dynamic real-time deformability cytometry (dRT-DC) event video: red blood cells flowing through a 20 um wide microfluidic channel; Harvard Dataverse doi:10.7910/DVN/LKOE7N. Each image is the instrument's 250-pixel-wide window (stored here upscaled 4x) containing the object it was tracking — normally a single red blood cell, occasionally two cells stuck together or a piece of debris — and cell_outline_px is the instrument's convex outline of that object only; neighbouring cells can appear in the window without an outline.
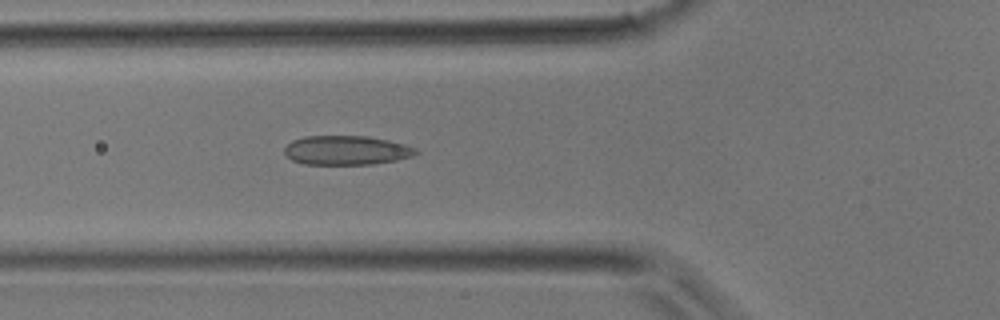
{"species": "common noctule bat (a hibernating species)", "species_latin": "Nyctalus noctula", "temperature_condition": "room temperature", "stored_images_in_passage": 39, "camera_frame_rate_fps": 3000, "um_per_image_px": 0.085, "animal": {"sex": "male", "body_mass_g": 17.9}, "frame": {"image": 1, "passage_image": 14, "time_ms": 4.333, "image_size_px": [1000, 320], "cell_outline_px": [[420, 152], [412, 156], [396, 160], [372, 164], [304, 164], [292, 160], [284, 152], [284, 148], [292, 140], [304, 136], [368, 136], [388, 140], [404, 144], [416, 148]], "centroid_in_image_um": [29.45, 12.77], "position_along_channel_um": 96.4, "area_um2": 22.37}}
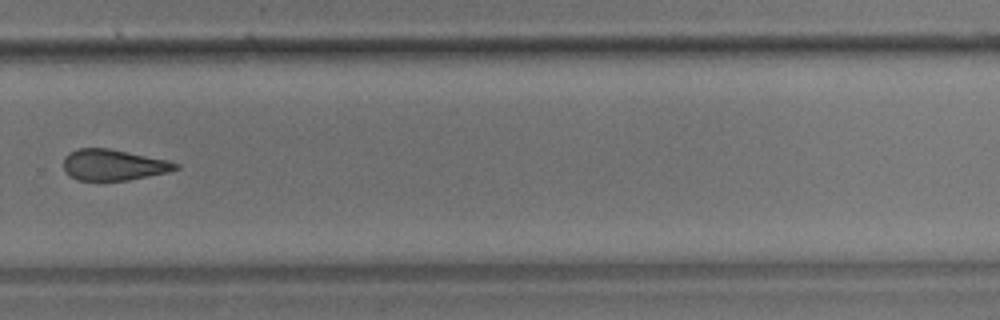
{"frame": {"image": 2, "passage_image": 27, "time_ms": 8.667, "image_size_px": [1000, 320], "cell_outline_px": [[180, 168], [168, 172], [128, 180], [76, 180], [68, 176], [64, 172], [64, 156], [68, 152], [76, 148], [108, 148], [168, 160], [180, 164]], "centroid_in_image_um": [9.61, 14.01], "position_along_channel_um": 320.2, "area_um2": 20.4}}
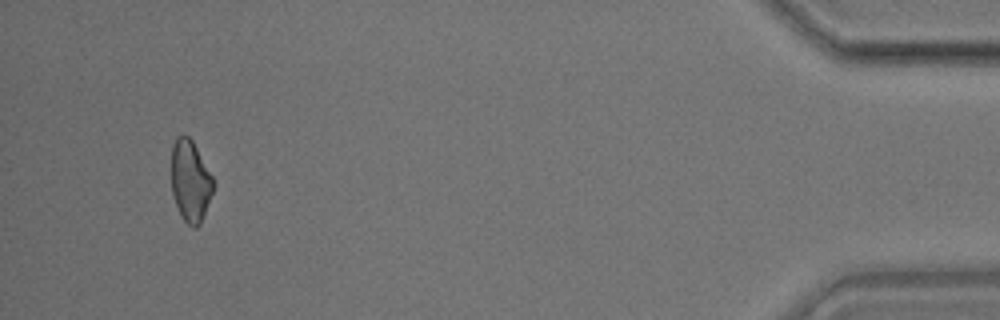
{"frame": {"image": 3, "passage_image": 37, "time_ms": 12.0, "image_size_px": [1000, 320], "cell_outline_px": [[212, 192], [200, 224], [196, 228], [192, 228], [180, 216], [172, 192], [172, 144], [176, 136], [188, 136], [192, 140], [212, 176]], "centroid_in_image_um": [16.15, 15.39], "position_along_channel_um": 419.0, "area_um2": 19.54}}